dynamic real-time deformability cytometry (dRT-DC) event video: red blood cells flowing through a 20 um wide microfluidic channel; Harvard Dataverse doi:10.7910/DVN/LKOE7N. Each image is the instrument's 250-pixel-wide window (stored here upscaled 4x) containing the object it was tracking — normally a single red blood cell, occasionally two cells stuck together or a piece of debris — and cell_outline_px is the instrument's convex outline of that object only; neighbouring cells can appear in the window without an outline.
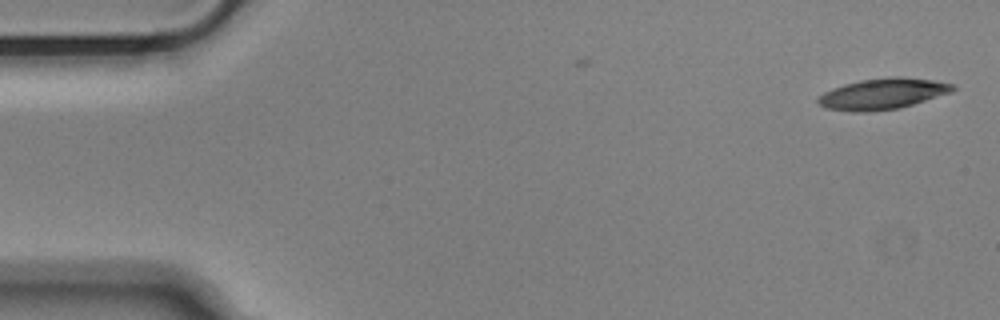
{"species": "Egyptian fruit bat (a non-hibernating species)", "species_latin": "Rousettus aegyptiacus", "temperature_condition": "cold", "stored_images_in_passage": 6, "camera_frame_rate_fps": 3000, "um_per_image_px": 0.085, "animal": {"sex": "male"}, "frame": {"image": 1, "passage_image": 1, "time_ms": 0.0, "image_size_px": [1000, 320], "cell_outline_px": [[956, 88], [952, 92], [900, 108], [864, 112], [856, 112], [824, 108], [816, 104], [816, 100], [824, 92], [832, 88], [844, 84], [860, 80], [888, 76], [900, 76], [932, 80], [956, 84]], "centroid_in_image_um": [75.01, 7.97], "position_along_channel_um": 10.0, "area_um2": 24.51}}